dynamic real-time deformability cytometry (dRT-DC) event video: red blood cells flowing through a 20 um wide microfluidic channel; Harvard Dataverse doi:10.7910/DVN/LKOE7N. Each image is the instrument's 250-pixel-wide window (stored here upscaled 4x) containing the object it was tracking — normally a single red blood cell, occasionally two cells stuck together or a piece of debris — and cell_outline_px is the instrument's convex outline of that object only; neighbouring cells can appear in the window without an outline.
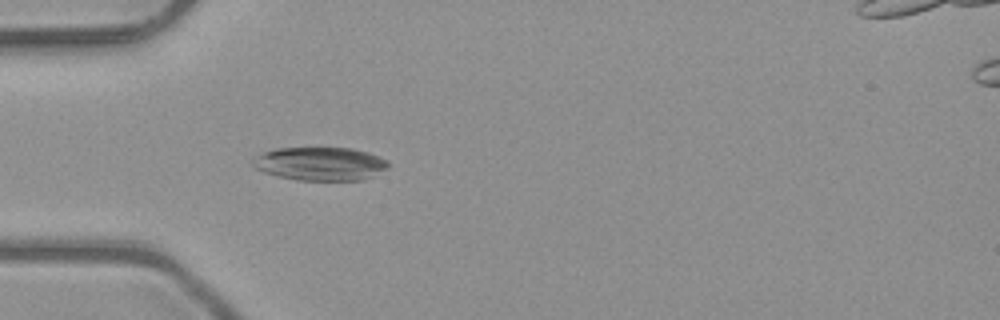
{"species": "common noctule bat (a hibernating species)", "species_latin": "Nyctalus noctula", "temperature_condition": "room temperature", "stored_images_in_passage": 3, "camera_frame_rate_fps": 3000, "um_per_image_px": 0.085, "animal": {"sex": "male", "body_mass_g": 23.1, "forearm_length_mm": 52.7}, "frame": {"image": 1, "passage_image": 3, "time_ms": 0.667, "image_size_px": [1000, 320], "cell_outline_px": [[388, 168], [364, 180], [296, 180], [276, 176], [264, 172], [256, 168], [252, 164], [252, 160], [256, 156], [264, 152], [276, 148], [352, 148], [368, 152], [380, 156], [388, 160]], "centroid_in_image_um": [27.23, 13.92], "position_along_channel_um": 57.8, "area_um2": 26.47}}